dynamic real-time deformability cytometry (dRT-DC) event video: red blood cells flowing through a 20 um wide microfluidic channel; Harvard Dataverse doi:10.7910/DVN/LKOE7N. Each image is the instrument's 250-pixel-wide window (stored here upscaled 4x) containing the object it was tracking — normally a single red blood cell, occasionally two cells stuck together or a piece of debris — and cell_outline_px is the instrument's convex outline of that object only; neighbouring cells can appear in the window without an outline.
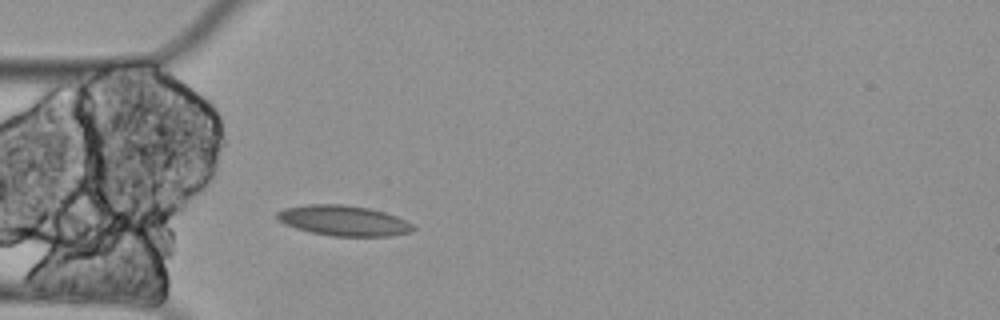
{"species": "Egyptian fruit bat (a non-hibernating species)", "species_latin": "Rousettus aegyptiacus", "temperature_condition": "cold", "stored_images_in_passage": 5, "camera_frame_rate_fps": 3000, "um_per_image_px": 0.085, "animal": {"sex": "female"}, "frame": {"image": 1, "passage_image": 5, "time_ms": 1.333, "image_size_px": [1000, 320], "cell_outline_px": [[416, 228], [412, 232], [388, 236], [332, 236], [308, 232], [284, 224], [276, 220], [276, 212], [284, 208], [304, 204], [344, 204], [368, 208], [384, 212], [396, 216], [412, 224]], "centroid_in_image_um": [29.15, 18.75], "position_along_channel_um": 55.8, "area_um2": 24.28}}